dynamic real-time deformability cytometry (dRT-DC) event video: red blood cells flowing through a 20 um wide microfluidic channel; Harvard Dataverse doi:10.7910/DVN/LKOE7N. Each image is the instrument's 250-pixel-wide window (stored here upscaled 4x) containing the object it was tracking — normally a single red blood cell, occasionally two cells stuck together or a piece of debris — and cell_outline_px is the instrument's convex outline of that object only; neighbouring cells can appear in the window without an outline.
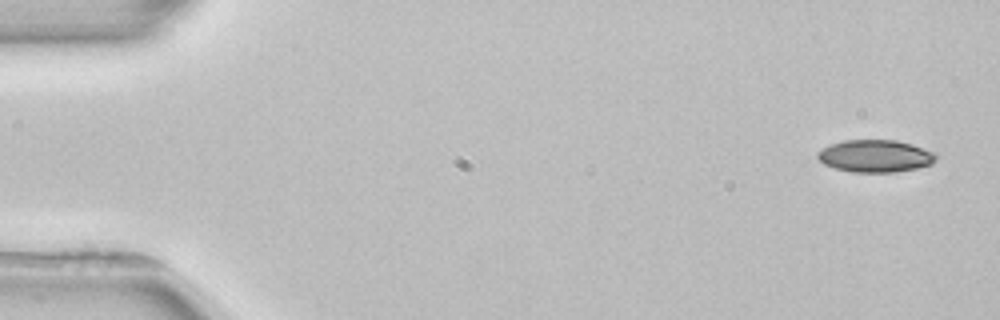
{"species": "common noctule bat (a hibernating species)", "species_latin": "Nyctalus noctula", "temperature_condition": "room temperature", "stored_images_in_passage": 4, "camera_frame_rate_fps": 3000, "um_per_image_px": 0.085, "animal": {"sex": "female", "body_mass_g": 22.7, "forearm_length_mm": 54.2}, "frame": {"image": 1, "passage_image": 1, "time_ms": 0.0, "image_size_px": [1000, 320], "cell_outline_px": [[936, 160], [932, 164], [916, 168], [896, 172], [852, 172], [836, 168], [824, 164], [816, 156], [816, 152], [832, 144], [844, 140], [896, 140], [912, 144], [932, 152], [936, 156]], "centroid_in_image_um": [74.39, 13.26], "position_along_channel_um": 10.6, "area_um2": 22.14}}